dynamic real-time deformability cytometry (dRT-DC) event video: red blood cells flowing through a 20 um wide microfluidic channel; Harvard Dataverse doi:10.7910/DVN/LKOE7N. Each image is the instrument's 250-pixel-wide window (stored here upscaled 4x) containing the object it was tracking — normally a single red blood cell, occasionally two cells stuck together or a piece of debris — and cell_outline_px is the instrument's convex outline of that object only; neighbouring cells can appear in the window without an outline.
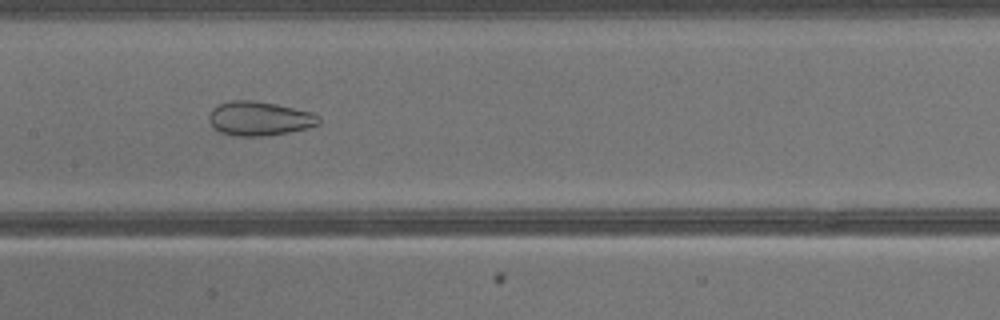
{"species": "common noctule bat (a hibernating species)", "species_latin": "Nyctalus noctula", "temperature_condition": "warm", "stored_images_in_passage": 40, "camera_frame_rate_fps": 3000, "um_per_image_px": 0.085, "animal": {"sex": "male", "body_mass_g": 13.3}, "frame": {"image": 1, "passage_image": 20, "time_ms": 6.333, "image_size_px": [1000, 320], "cell_outline_px": [[320, 124], [308, 128], [288, 132], [264, 136], [232, 136], [220, 132], [212, 124], [208, 116], [212, 108], [220, 104], [232, 100], [252, 100], [276, 104], [312, 112], [320, 116]], "centroid_in_image_um": [22.07, 10.07], "position_along_channel_um": 185.3, "area_um2": 21.85}}
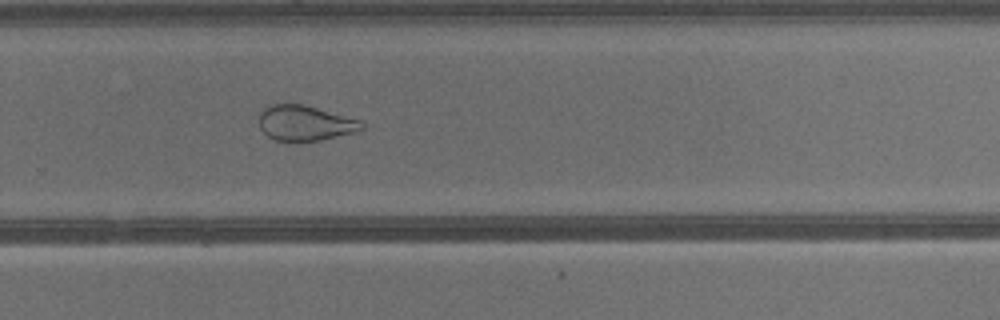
{"frame": {"image": 2, "passage_image": 27, "time_ms": 8.667, "image_size_px": [1000, 320], "cell_outline_px": [[364, 128], [356, 132], [320, 140], [276, 140], [268, 136], [260, 128], [260, 112], [264, 108], [272, 104], [304, 104], [360, 120], [364, 124]], "centroid_in_image_um": [25.94, 10.45], "position_along_channel_um": 303.9, "area_um2": 20.81}}
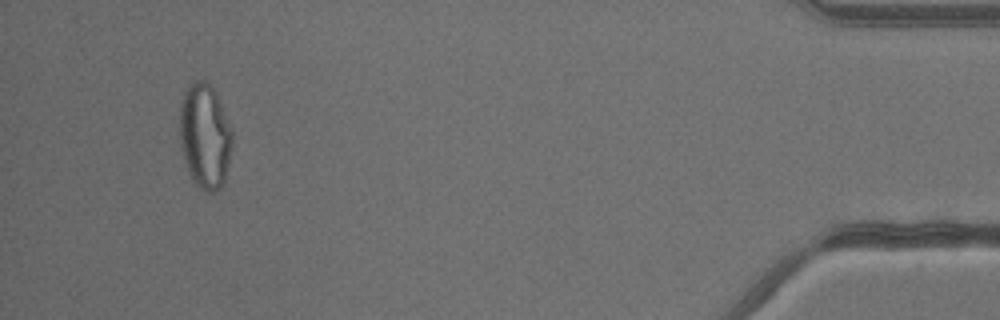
{"frame": {"image": 3, "passage_image": 38, "time_ms": 12.333, "image_size_px": [1000, 320], "cell_outline_px": [[232, 148], [224, 180], [220, 188], [212, 192], [204, 192], [192, 180], [188, 172], [184, 160], [180, 144], [180, 104], [184, 92], [188, 84], [196, 80], [204, 80], [216, 92], [232, 132]], "centroid_in_image_um": [17.4, 11.57], "position_along_channel_um": 417.8, "area_um2": 32.14}}